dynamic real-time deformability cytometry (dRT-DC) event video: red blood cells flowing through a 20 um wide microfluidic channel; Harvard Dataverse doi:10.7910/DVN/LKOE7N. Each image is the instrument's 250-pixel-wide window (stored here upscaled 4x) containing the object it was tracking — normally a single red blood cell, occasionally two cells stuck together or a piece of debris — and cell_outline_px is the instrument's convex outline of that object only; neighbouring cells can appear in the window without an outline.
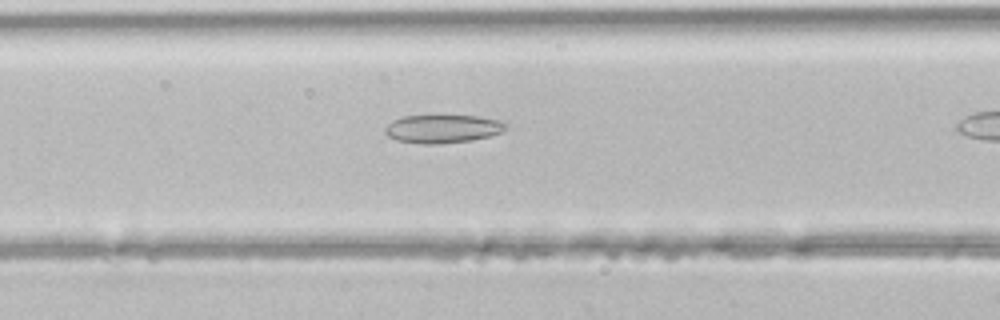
{"species": "common noctule bat (a hibernating species)", "species_latin": "Nyctalus noctula", "temperature_condition": "room temperature", "stored_images_in_passage": 33, "camera_frame_rate_fps": 3000, "um_per_image_px": 0.085, "animal": {"sex": "male", "body_mass_g": 21.5, "forearm_length_mm": 52.0}, "frame": {"image": 1, "passage_image": 15, "time_ms": 4.667, "image_size_px": [1000, 320], "cell_outline_px": [[508, 128], [500, 132], [488, 136], [472, 140], [440, 144], [424, 144], [396, 140], [388, 136], [384, 132], [384, 128], [392, 120], [404, 116], [480, 116], [496, 120], [508, 124]], "centroid_in_image_um": [37.6, 10.95], "position_along_channel_um": 129.0, "area_um2": 19.83}}